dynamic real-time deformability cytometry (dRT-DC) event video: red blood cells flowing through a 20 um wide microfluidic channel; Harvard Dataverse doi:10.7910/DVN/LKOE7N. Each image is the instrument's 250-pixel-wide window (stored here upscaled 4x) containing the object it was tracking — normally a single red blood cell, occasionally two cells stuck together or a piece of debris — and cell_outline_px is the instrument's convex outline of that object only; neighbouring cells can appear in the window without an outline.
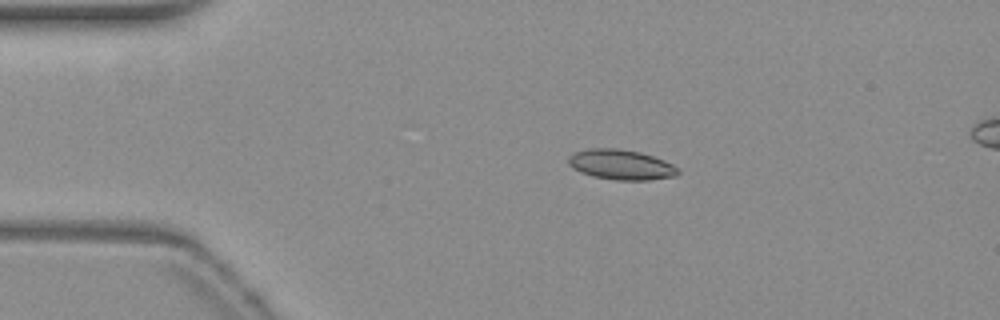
{"species": "common noctule bat (a hibernating species)", "species_latin": "Nyctalus noctula", "temperature_condition": "warm", "stored_images_in_passage": 30, "camera_frame_rate_fps": 3000, "um_per_image_px": 0.085, "animal": {"sex": "female", "body_mass_g": 19.3, "forearm_length_mm": 54.1}, "frame": {"image": 1, "passage_image": 1, "time_ms": 0.0, "image_size_px": [1000, 320], "cell_outline_px": [[680, 172], [676, 176], [648, 180], [616, 180], [592, 176], [580, 172], [572, 168], [568, 164], [568, 156], [576, 152], [592, 148], [616, 148], [640, 152], [664, 160], [680, 168]], "centroid_in_image_um": [52.8, 14.0], "position_along_channel_um": 32.2, "area_um2": 19.31}}
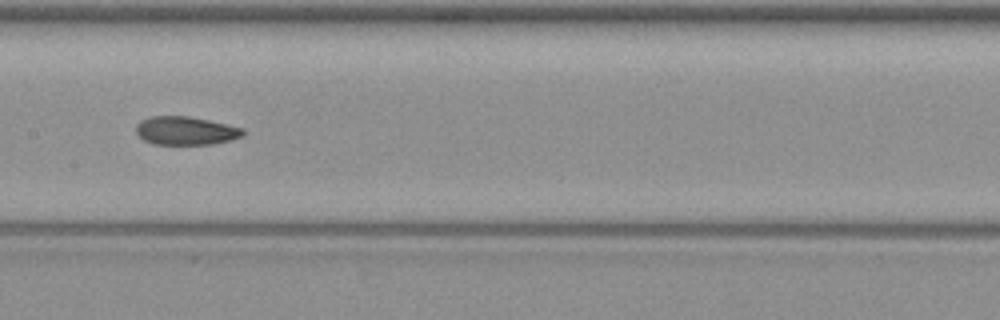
{"frame": {"image": 2, "passage_image": 17, "time_ms": 5.333, "image_size_px": [1000, 320], "cell_outline_px": [[244, 136], [232, 140], [212, 144], [152, 144], [144, 140], [136, 132], [136, 124], [140, 120], [152, 116], [188, 116], [208, 120], [244, 128]], "centroid_in_image_um": [15.79, 11.11], "position_along_channel_um": 191.6, "area_um2": 17.74}}
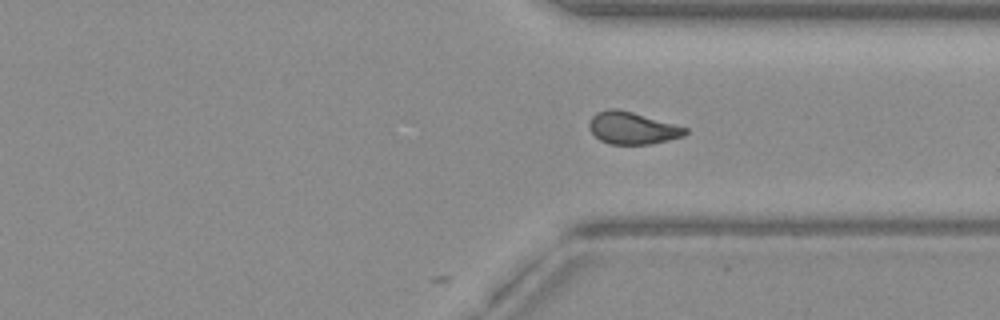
{"frame": {"image": 3, "passage_image": 30, "time_ms": 9.667, "image_size_px": [1000, 320], "cell_outline_px": [[688, 132], [684, 136], [652, 144], [608, 144], [600, 140], [588, 128], [588, 124], [592, 116], [596, 112], [608, 108], [616, 108], [632, 112], [688, 128]], "centroid_in_image_um": [53.73, 10.88], "position_along_channel_um": 357.7, "area_um2": 18.03}}